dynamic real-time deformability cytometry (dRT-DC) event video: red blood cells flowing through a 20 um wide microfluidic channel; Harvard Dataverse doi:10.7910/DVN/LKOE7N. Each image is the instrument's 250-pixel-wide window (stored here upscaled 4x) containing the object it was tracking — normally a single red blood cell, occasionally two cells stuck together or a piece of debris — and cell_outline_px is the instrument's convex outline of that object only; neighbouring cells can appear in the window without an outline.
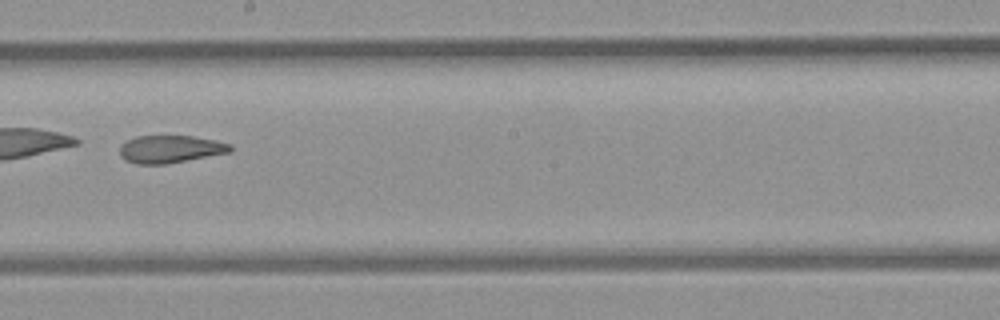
{"species": "common noctule bat (a hibernating species)", "species_latin": "Nyctalus noctula", "temperature_condition": "room temperature", "stored_images_in_passage": 39, "camera_frame_rate_fps": 3000, "um_per_image_px": 0.085, "animal": {"sex": "female", "body_mass_g": 21.9}, "frame": {"image": 1, "passage_image": 17, "time_ms": 5.333, "image_size_px": [1000, 320], "cell_outline_px": [[232, 148], [228, 152], [164, 164], [136, 164], [120, 156], [120, 144], [136, 136], [192, 136], [216, 140], [232, 144]], "centroid_in_image_um": [14.45, 12.66], "position_along_channel_um": 233.8, "area_um2": 17.51}, "authors_computed_cell_mechanics": {"area_um2": 19.5364, "velocity_mm_per_s": 3.9527, "shape_relaxation_time_tau1_ms": null, "shape_relaxation_time_tau2_ms": 2.4382, "deformation_change_tau1": null, "deformation_change_tau2": 0.0934}}